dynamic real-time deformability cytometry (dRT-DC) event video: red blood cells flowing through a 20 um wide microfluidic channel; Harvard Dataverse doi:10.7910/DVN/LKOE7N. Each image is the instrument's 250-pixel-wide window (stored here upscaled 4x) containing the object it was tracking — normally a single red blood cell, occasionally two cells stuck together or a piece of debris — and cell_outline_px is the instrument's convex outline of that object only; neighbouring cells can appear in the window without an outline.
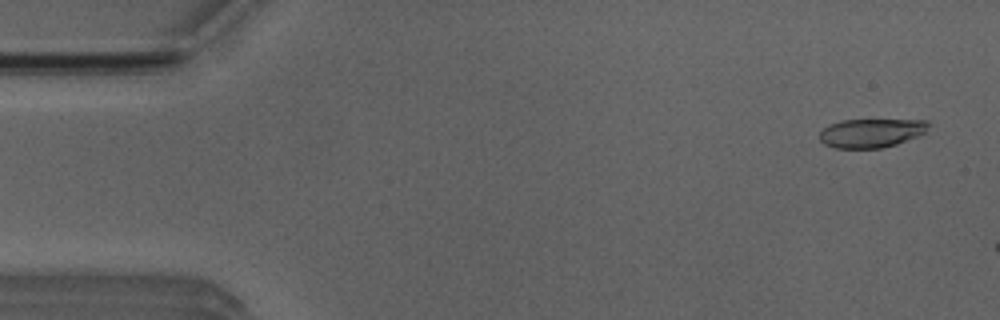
{"species": "Egyptian fruit bat (a non-hibernating species)", "species_latin": "Rousettus aegyptiacus", "temperature_condition": "room temperature", "stored_images_in_passage": 8, "camera_frame_rate_fps": 3000, "um_per_image_px": 0.085, "animal": {"sex": "male"}, "frame": {"image": 1, "passage_image": 3, "time_ms": 0.667, "image_size_px": [1000, 320], "cell_outline_px": [[928, 124], [924, 132], [916, 136], [896, 144], [880, 148], [836, 148], [824, 144], [820, 140], [820, 132], [824, 128], [840, 120], [928, 120]], "centroid_in_image_um": [74.02, 11.3], "position_along_channel_um": 11.0, "area_um2": 17.98}}